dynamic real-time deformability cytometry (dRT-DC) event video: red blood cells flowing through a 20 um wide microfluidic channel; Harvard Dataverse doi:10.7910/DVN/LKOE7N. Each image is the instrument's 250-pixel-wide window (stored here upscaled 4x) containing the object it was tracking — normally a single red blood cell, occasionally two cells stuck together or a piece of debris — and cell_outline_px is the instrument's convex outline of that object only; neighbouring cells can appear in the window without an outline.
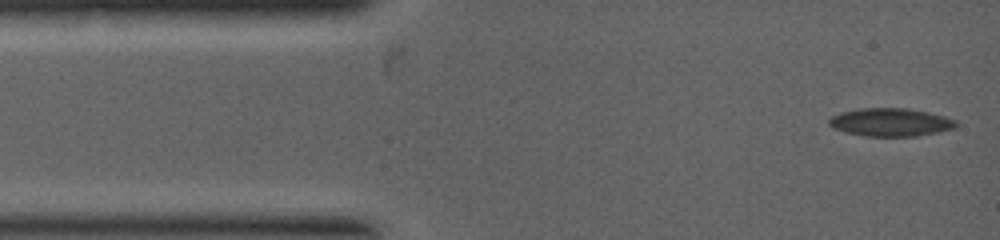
{"species": "common noctule bat (a hibernating species)", "species_latin": "Nyctalus noctula", "temperature_condition": "warm", "stored_images_in_passage": 5, "camera_frame_rate_fps": 5000, "um_per_image_px": 0.085, "animal": {"sex": "female", "body_mass_g": 19.0, "forearm_length_mm": 53.3}, "frame": {"image": 1, "passage_image": 1, "time_ms": 0.0, "image_size_px": [1000, 240], "cell_outline_px": [[960, 124], [956, 128], [916, 136], [864, 136], [844, 132], [832, 128], [828, 124], [828, 120], [832, 116], [840, 112], [860, 108], [908, 108], [928, 112], [944, 116], [956, 120]], "centroid_in_image_um": [75.69, 10.39], "position_along_channel_um": 9.3, "area_um2": 20.98}}
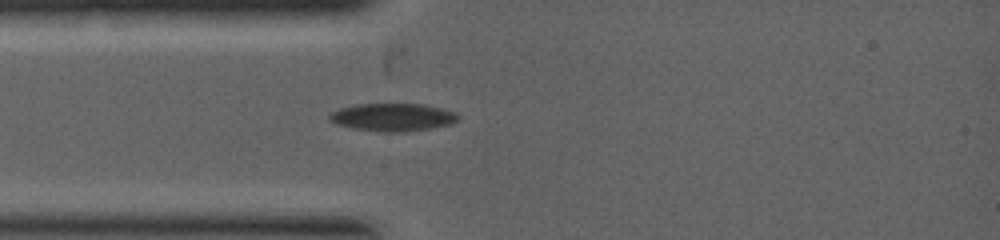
{"frame": {"image": 2, "passage_image": 5, "time_ms": 1.6, "image_size_px": [1000, 240], "cell_outline_px": [[460, 116], [452, 124], [404, 132], [384, 132], [352, 128], [336, 124], [328, 120], [328, 116], [332, 112], [340, 108], [356, 104], [424, 104], [456, 112]], "centroid_in_image_um": [33.36, 9.96], "position_along_channel_um": 51.6, "area_um2": 20.81}}